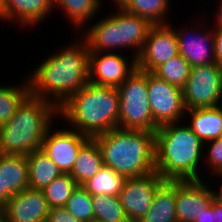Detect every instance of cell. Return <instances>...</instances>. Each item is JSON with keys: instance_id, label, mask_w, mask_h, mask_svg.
I'll use <instances>...</instances> for the list:
<instances>
[{"instance_id": "obj_4", "label": "cell", "mask_w": 222, "mask_h": 222, "mask_svg": "<svg viewBox=\"0 0 222 222\" xmlns=\"http://www.w3.org/2000/svg\"><path fill=\"white\" fill-rule=\"evenodd\" d=\"M55 116H59V108L54 103L29 95L0 126V153L27 156L41 149Z\"/></svg>"}, {"instance_id": "obj_21", "label": "cell", "mask_w": 222, "mask_h": 222, "mask_svg": "<svg viewBox=\"0 0 222 222\" xmlns=\"http://www.w3.org/2000/svg\"><path fill=\"white\" fill-rule=\"evenodd\" d=\"M104 166L101 149L94 138H90L81 148L72 167L70 176L82 186Z\"/></svg>"}, {"instance_id": "obj_2", "label": "cell", "mask_w": 222, "mask_h": 222, "mask_svg": "<svg viewBox=\"0 0 222 222\" xmlns=\"http://www.w3.org/2000/svg\"><path fill=\"white\" fill-rule=\"evenodd\" d=\"M182 125L169 123L154 132L155 171L164 180H202L198 166L206 154L204 144L188 125Z\"/></svg>"}, {"instance_id": "obj_20", "label": "cell", "mask_w": 222, "mask_h": 222, "mask_svg": "<svg viewBox=\"0 0 222 222\" xmlns=\"http://www.w3.org/2000/svg\"><path fill=\"white\" fill-rule=\"evenodd\" d=\"M189 114H188V113ZM191 115V123L187 124L193 133L203 142L222 137V108H197L185 111V116Z\"/></svg>"}, {"instance_id": "obj_37", "label": "cell", "mask_w": 222, "mask_h": 222, "mask_svg": "<svg viewBox=\"0 0 222 222\" xmlns=\"http://www.w3.org/2000/svg\"><path fill=\"white\" fill-rule=\"evenodd\" d=\"M213 195H214L215 200L222 203V182H221L218 192H217V190L215 191V189L213 190Z\"/></svg>"}, {"instance_id": "obj_12", "label": "cell", "mask_w": 222, "mask_h": 222, "mask_svg": "<svg viewBox=\"0 0 222 222\" xmlns=\"http://www.w3.org/2000/svg\"><path fill=\"white\" fill-rule=\"evenodd\" d=\"M126 60L116 52H89L88 82L117 88L137 68L135 58Z\"/></svg>"}, {"instance_id": "obj_16", "label": "cell", "mask_w": 222, "mask_h": 222, "mask_svg": "<svg viewBox=\"0 0 222 222\" xmlns=\"http://www.w3.org/2000/svg\"><path fill=\"white\" fill-rule=\"evenodd\" d=\"M182 28V31L181 28L180 30L175 29V34L178 41L179 54L189 65L196 67L215 63L214 38L210 27L205 31V34L198 31H189L190 27L185 28L184 26Z\"/></svg>"}, {"instance_id": "obj_23", "label": "cell", "mask_w": 222, "mask_h": 222, "mask_svg": "<svg viewBox=\"0 0 222 222\" xmlns=\"http://www.w3.org/2000/svg\"><path fill=\"white\" fill-rule=\"evenodd\" d=\"M120 8L147 19L151 24H167L170 0H113Z\"/></svg>"}, {"instance_id": "obj_9", "label": "cell", "mask_w": 222, "mask_h": 222, "mask_svg": "<svg viewBox=\"0 0 222 222\" xmlns=\"http://www.w3.org/2000/svg\"><path fill=\"white\" fill-rule=\"evenodd\" d=\"M148 98L153 121L160 127L184 120L182 90L148 72Z\"/></svg>"}, {"instance_id": "obj_25", "label": "cell", "mask_w": 222, "mask_h": 222, "mask_svg": "<svg viewBox=\"0 0 222 222\" xmlns=\"http://www.w3.org/2000/svg\"><path fill=\"white\" fill-rule=\"evenodd\" d=\"M53 8L59 7L63 9L73 23L78 28L85 27L86 22L99 11L102 6L101 0H52Z\"/></svg>"}, {"instance_id": "obj_32", "label": "cell", "mask_w": 222, "mask_h": 222, "mask_svg": "<svg viewBox=\"0 0 222 222\" xmlns=\"http://www.w3.org/2000/svg\"><path fill=\"white\" fill-rule=\"evenodd\" d=\"M194 222H222V203L213 199L211 206Z\"/></svg>"}, {"instance_id": "obj_29", "label": "cell", "mask_w": 222, "mask_h": 222, "mask_svg": "<svg viewBox=\"0 0 222 222\" xmlns=\"http://www.w3.org/2000/svg\"><path fill=\"white\" fill-rule=\"evenodd\" d=\"M78 184L70 174H62L43 189L50 209L65 206Z\"/></svg>"}, {"instance_id": "obj_14", "label": "cell", "mask_w": 222, "mask_h": 222, "mask_svg": "<svg viewBox=\"0 0 222 222\" xmlns=\"http://www.w3.org/2000/svg\"><path fill=\"white\" fill-rule=\"evenodd\" d=\"M203 180H176V214L178 222H194L214 199L211 186Z\"/></svg>"}, {"instance_id": "obj_24", "label": "cell", "mask_w": 222, "mask_h": 222, "mask_svg": "<svg viewBox=\"0 0 222 222\" xmlns=\"http://www.w3.org/2000/svg\"><path fill=\"white\" fill-rule=\"evenodd\" d=\"M125 178L113 169L103 166L95 176L85 182L82 187L91 195L119 196Z\"/></svg>"}, {"instance_id": "obj_3", "label": "cell", "mask_w": 222, "mask_h": 222, "mask_svg": "<svg viewBox=\"0 0 222 222\" xmlns=\"http://www.w3.org/2000/svg\"><path fill=\"white\" fill-rule=\"evenodd\" d=\"M119 92L116 87L87 82L59 108V116L89 138L118 128Z\"/></svg>"}, {"instance_id": "obj_33", "label": "cell", "mask_w": 222, "mask_h": 222, "mask_svg": "<svg viewBox=\"0 0 222 222\" xmlns=\"http://www.w3.org/2000/svg\"><path fill=\"white\" fill-rule=\"evenodd\" d=\"M46 222H80V221L74 216H72L69 213V211L63 206L59 208L50 209Z\"/></svg>"}, {"instance_id": "obj_8", "label": "cell", "mask_w": 222, "mask_h": 222, "mask_svg": "<svg viewBox=\"0 0 222 222\" xmlns=\"http://www.w3.org/2000/svg\"><path fill=\"white\" fill-rule=\"evenodd\" d=\"M182 95L186 110L220 106L222 69L216 63L191 67Z\"/></svg>"}, {"instance_id": "obj_13", "label": "cell", "mask_w": 222, "mask_h": 222, "mask_svg": "<svg viewBox=\"0 0 222 222\" xmlns=\"http://www.w3.org/2000/svg\"><path fill=\"white\" fill-rule=\"evenodd\" d=\"M51 129L46 133L41 149L53 160L63 174H69L80 148L90 138L71 128L66 129L65 127L62 130L54 128L55 131Z\"/></svg>"}, {"instance_id": "obj_5", "label": "cell", "mask_w": 222, "mask_h": 222, "mask_svg": "<svg viewBox=\"0 0 222 222\" xmlns=\"http://www.w3.org/2000/svg\"><path fill=\"white\" fill-rule=\"evenodd\" d=\"M103 156L104 166L124 178L155 171V133L115 128L94 137Z\"/></svg>"}, {"instance_id": "obj_7", "label": "cell", "mask_w": 222, "mask_h": 222, "mask_svg": "<svg viewBox=\"0 0 222 222\" xmlns=\"http://www.w3.org/2000/svg\"><path fill=\"white\" fill-rule=\"evenodd\" d=\"M118 128L155 132L148 98V72L136 68L118 87Z\"/></svg>"}, {"instance_id": "obj_6", "label": "cell", "mask_w": 222, "mask_h": 222, "mask_svg": "<svg viewBox=\"0 0 222 222\" xmlns=\"http://www.w3.org/2000/svg\"><path fill=\"white\" fill-rule=\"evenodd\" d=\"M112 15L100 19L85 31L84 37L90 52H113L123 47L134 51L133 58L140 55L151 24L147 19L116 6Z\"/></svg>"}, {"instance_id": "obj_27", "label": "cell", "mask_w": 222, "mask_h": 222, "mask_svg": "<svg viewBox=\"0 0 222 222\" xmlns=\"http://www.w3.org/2000/svg\"><path fill=\"white\" fill-rule=\"evenodd\" d=\"M94 220L102 222H129L119 196H92Z\"/></svg>"}, {"instance_id": "obj_31", "label": "cell", "mask_w": 222, "mask_h": 222, "mask_svg": "<svg viewBox=\"0 0 222 222\" xmlns=\"http://www.w3.org/2000/svg\"><path fill=\"white\" fill-rule=\"evenodd\" d=\"M205 145H209V150L204 162H206V166L208 164L210 170L214 172L213 174H217L222 169V137L205 142L204 147H206Z\"/></svg>"}, {"instance_id": "obj_17", "label": "cell", "mask_w": 222, "mask_h": 222, "mask_svg": "<svg viewBox=\"0 0 222 222\" xmlns=\"http://www.w3.org/2000/svg\"><path fill=\"white\" fill-rule=\"evenodd\" d=\"M0 178L2 193L10 200L29 188V172L26 156L0 153Z\"/></svg>"}, {"instance_id": "obj_38", "label": "cell", "mask_w": 222, "mask_h": 222, "mask_svg": "<svg viewBox=\"0 0 222 222\" xmlns=\"http://www.w3.org/2000/svg\"><path fill=\"white\" fill-rule=\"evenodd\" d=\"M0 222H5L3 210L0 209Z\"/></svg>"}, {"instance_id": "obj_28", "label": "cell", "mask_w": 222, "mask_h": 222, "mask_svg": "<svg viewBox=\"0 0 222 222\" xmlns=\"http://www.w3.org/2000/svg\"><path fill=\"white\" fill-rule=\"evenodd\" d=\"M190 69L189 63L178 54L158 66L152 73L182 90L190 75Z\"/></svg>"}, {"instance_id": "obj_11", "label": "cell", "mask_w": 222, "mask_h": 222, "mask_svg": "<svg viewBox=\"0 0 222 222\" xmlns=\"http://www.w3.org/2000/svg\"><path fill=\"white\" fill-rule=\"evenodd\" d=\"M171 26L169 23L151 26L143 49L136 59L138 69L153 72L179 54L175 29Z\"/></svg>"}, {"instance_id": "obj_35", "label": "cell", "mask_w": 222, "mask_h": 222, "mask_svg": "<svg viewBox=\"0 0 222 222\" xmlns=\"http://www.w3.org/2000/svg\"><path fill=\"white\" fill-rule=\"evenodd\" d=\"M219 11L217 12L216 11V15L215 17V25L213 26V28H222V1L220 2V5H219Z\"/></svg>"}, {"instance_id": "obj_30", "label": "cell", "mask_w": 222, "mask_h": 222, "mask_svg": "<svg viewBox=\"0 0 222 222\" xmlns=\"http://www.w3.org/2000/svg\"><path fill=\"white\" fill-rule=\"evenodd\" d=\"M64 207L80 222L94 221L92 196L82 186L76 187Z\"/></svg>"}, {"instance_id": "obj_15", "label": "cell", "mask_w": 222, "mask_h": 222, "mask_svg": "<svg viewBox=\"0 0 222 222\" xmlns=\"http://www.w3.org/2000/svg\"><path fill=\"white\" fill-rule=\"evenodd\" d=\"M5 222H46L50 207L43 190L27 188L2 208Z\"/></svg>"}, {"instance_id": "obj_18", "label": "cell", "mask_w": 222, "mask_h": 222, "mask_svg": "<svg viewBox=\"0 0 222 222\" xmlns=\"http://www.w3.org/2000/svg\"><path fill=\"white\" fill-rule=\"evenodd\" d=\"M53 10L52 0H5V21L30 28L46 19Z\"/></svg>"}, {"instance_id": "obj_10", "label": "cell", "mask_w": 222, "mask_h": 222, "mask_svg": "<svg viewBox=\"0 0 222 222\" xmlns=\"http://www.w3.org/2000/svg\"><path fill=\"white\" fill-rule=\"evenodd\" d=\"M165 181L156 171L140 177L125 178L119 198L129 221L139 222L144 217L156 190Z\"/></svg>"}, {"instance_id": "obj_19", "label": "cell", "mask_w": 222, "mask_h": 222, "mask_svg": "<svg viewBox=\"0 0 222 222\" xmlns=\"http://www.w3.org/2000/svg\"><path fill=\"white\" fill-rule=\"evenodd\" d=\"M139 222H178L176 180H166L156 190L149 210Z\"/></svg>"}, {"instance_id": "obj_1", "label": "cell", "mask_w": 222, "mask_h": 222, "mask_svg": "<svg viewBox=\"0 0 222 222\" xmlns=\"http://www.w3.org/2000/svg\"><path fill=\"white\" fill-rule=\"evenodd\" d=\"M76 42V43H75ZM89 46L83 37L48 56L27 77L30 95L58 108L88 82Z\"/></svg>"}, {"instance_id": "obj_39", "label": "cell", "mask_w": 222, "mask_h": 222, "mask_svg": "<svg viewBox=\"0 0 222 222\" xmlns=\"http://www.w3.org/2000/svg\"><path fill=\"white\" fill-rule=\"evenodd\" d=\"M218 177H222V169L216 174Z\"/></svg>"}, {"instance_id": "obj_22", "label": "cell", "mask_w": 222, "mask_h": 222, "mask_svg": "<svg viewBox=\"0 0 222 222\" xmlns=\"http://www.w3.org/2000/svg\"><path fill=\"white\" fill-rule=\"evenodd\" d=\"M29 188L43 190L55 178L63 173L42 149L33 151L27 156Z\"/></svg>"}, {"instance_id": "obj_34", "label": "cell", "mask_w": 222, "mask_h": 222, "mask_svg": "<svg viewBox=\"0 0 222 222\" xmlns=\"http://www.w3.org/2000/svg\"><path fill=\"white\" fill-rule=\"evenodd\" d=\"M215 46V63L222 69V28H211Z\"/></svg>"}, {"instance_id": "obj_26", "label": "cell", "mask_w": 222, "mask_h": 222, "mask_svg": "<svg viewBox=\"0 0 222 222\" xmlns=\"http://www.w3.org/2000/svg\"><path fill=\"white\" fill-rule=\"evenodd\" d=\"M24 85L0 86V126L8 122L19 106L30 95V85L26 77ZM20 86V87H19Z\"/></svg>"}, {"instance_id": "obj_36", "label": "cell", "mask_w": 222, "mask_h": 222, "mask_svg": "<svg viewBox=\"0 0 222 222\" xmlns=\"http://www.w3.org/2000/svg\"><path fill=\"white\" fill-rule=\"evenodd\" d=\"M9 199L2 193V181L0 178V209H2Z\"/></svg>"}]
</instances>
